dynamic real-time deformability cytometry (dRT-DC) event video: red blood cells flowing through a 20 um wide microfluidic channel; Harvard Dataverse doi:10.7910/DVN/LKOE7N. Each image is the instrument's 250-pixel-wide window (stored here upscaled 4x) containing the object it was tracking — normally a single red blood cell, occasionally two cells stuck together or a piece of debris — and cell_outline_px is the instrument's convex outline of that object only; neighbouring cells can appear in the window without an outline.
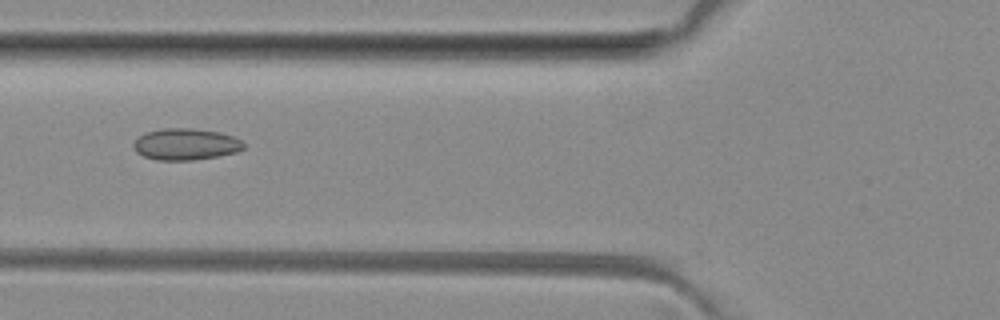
{"species": "common noctule bat (a hibernating species)", "species_latin": "Nyctalus noctula", "temperature_condition": "room temperature", "stored_images_in_passage": 2, "camera_frame_rate_fps": 3000, "um_per_image_px": 0.085, "animal": {"sex": "female", "body_mass_g": 29.2, "forearm_length_mm": 56.3}, "frame": {"image": 1, "passage_image": 2, "time_ms": 1.0, "image_size_px": [1000, 320], "cell_outline_px": [[244, 148], [236, 152], [216, 156], [192, 160], [156, 160], [144, 156], [136, 152], [132, 144], [140, 136], [148, 132], [164, 128], [188, 128], [220, 132], [232, 136], [240, 140], [244, 144]], "centroid_in_image_um": [15.77, 12.26], "position_along_channel_um": 110.0, "area_um2": 20.0}}